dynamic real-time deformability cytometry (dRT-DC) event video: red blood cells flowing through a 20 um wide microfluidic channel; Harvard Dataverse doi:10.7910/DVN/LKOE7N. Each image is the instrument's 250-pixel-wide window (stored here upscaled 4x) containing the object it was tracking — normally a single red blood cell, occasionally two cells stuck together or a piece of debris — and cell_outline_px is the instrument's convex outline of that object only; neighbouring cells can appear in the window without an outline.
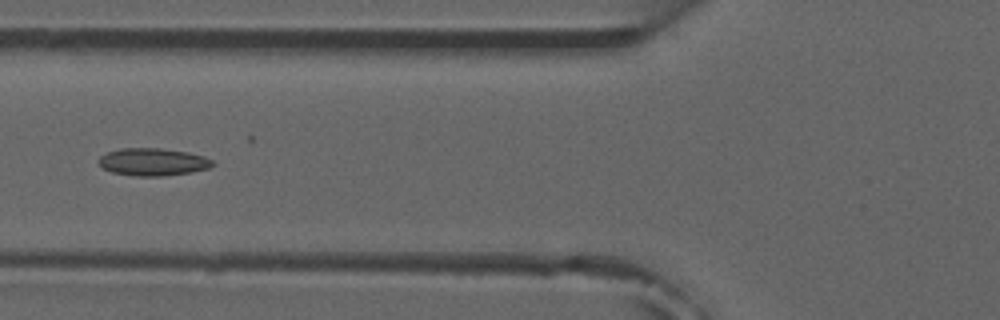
{"species": "common noctule bat (a hibernating species)", "species_latin": "Nyctalus noctula", "temperature_condition": "room temperature", "stored_images_in_passage": 2, "camera_frame_rate_fps": 3000, "um_per_image_px": 0.085, "animal": {"sex": "male", "forearm_length_mm": 52.5}, "frame": {"image": 1, "passage_image": 2, "time_ms": 1.0, "image_size_px": [1000, 320], "cell_outline_px": [[216, 164], [208, 168], [192, 172], [160, 176], [136, 176], [112, 172], [104, 168], [96, 160], [100, 156], [108, 152], [120, 148], [160, 148], [188, 152], [204, 156], [212, 160]], "centroid_in_image_um": [13.0, 13.76], "position_along_channel_um": 112.8, "area_um2": 18.26}}